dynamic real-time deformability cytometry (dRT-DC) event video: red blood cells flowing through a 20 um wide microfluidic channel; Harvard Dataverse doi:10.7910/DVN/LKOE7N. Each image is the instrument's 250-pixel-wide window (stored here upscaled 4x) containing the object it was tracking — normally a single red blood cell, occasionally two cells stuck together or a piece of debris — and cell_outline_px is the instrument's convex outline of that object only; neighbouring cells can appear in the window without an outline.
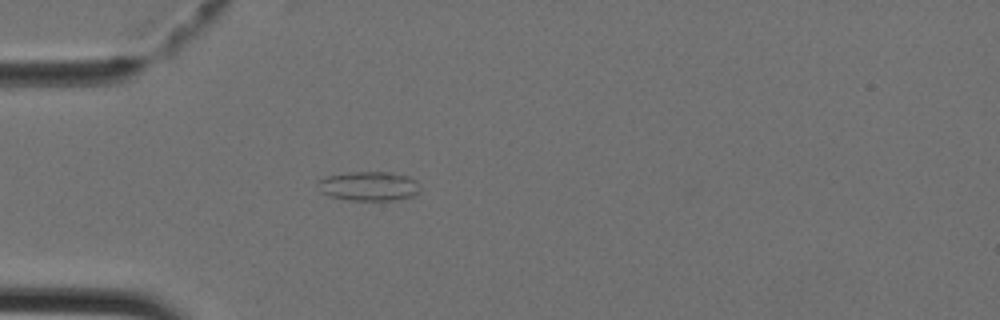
{"species": "Egyptian fruit bat (a non-hibernating species)", "species_latin": "Rousettus aegyptiacus", "temperature_condition": "cold", "stored_images_in_passage": 31, "camera_frame_rate_fps": 3000, "um_per_image_px": 0.085, "animal": {"sex": "female"}, "frame": {"image": 1, "passage_image": 1, "time_ms": 0.0, "image_size_px": [1000, 320], "cell_outline_px": [[420, 192], [412, 196], [396, 200], [348, 200], [328, 196], [320, 192], [316, 184], [316, 180], [328, 176], [348, 172], [388, 172], [408, 176], [416, 180], [420, 184]], "centroid_in_image_um": [31.33, 15.82], "position_along_channel_um": 53.7, "area_um2": 17.74}}
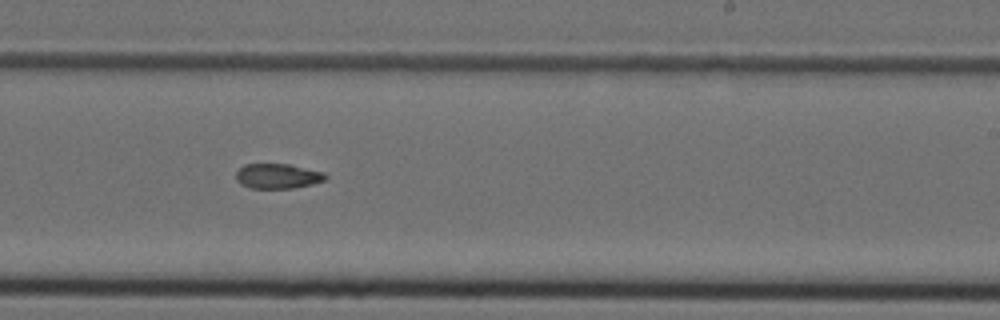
{"frame": {"image": 2, "passage_image": 15, "time_ms": 4.667, "image_size_px": [1000, 320], "cell_outline_px": [[328, 176], [324, 180], [312, 184], [292, 188], [252, 188], [240, 184], [236, 180], [236, 172], [244, 164], [288, 164], [324, 172]], "centroid_in_image_um": [23.59, 14.97], "position_along_channel_um": 265.4, "area_um2": 12.95}}
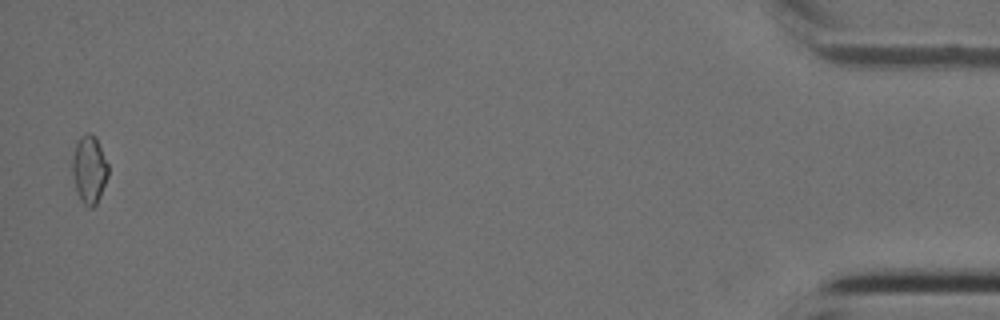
{"frame": {"image": 3, "passage_image": 31, "time_ms": 10.0, "image_size_px": [1000, 320], "cell_outline_px": [[108, 176], [100, 196], [96, 204], [92, 208], [88, 208], [80, 200], [76, 192], [72, 172], [72, 160], [76, 144], [80, 136], [88, 132], [96, 136], [108, 164]], "centroid_in_image_um": [7.58, 14.41], "position_along_channel_um": 427.6, "area_um2": 14.28}}